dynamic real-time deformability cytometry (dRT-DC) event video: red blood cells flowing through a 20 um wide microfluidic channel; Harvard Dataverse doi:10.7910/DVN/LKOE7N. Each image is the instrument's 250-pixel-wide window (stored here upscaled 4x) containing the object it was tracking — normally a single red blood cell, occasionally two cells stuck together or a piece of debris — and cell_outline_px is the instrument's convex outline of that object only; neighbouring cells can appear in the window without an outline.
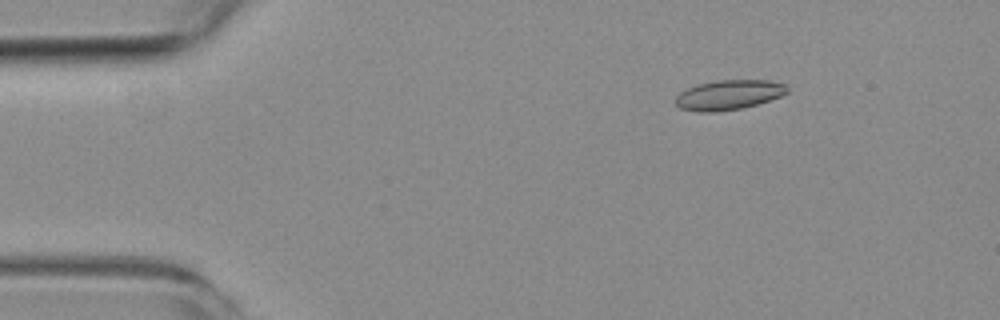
{"species": "common noctule bat (a hibernating species)", "species_latin": "Nyctalus noctula", "temperature_condition": "room temperature", "stored_images_in_passage": 5, "camera_frame_rate_fps": 3000, "um_per_image_px": 0.085, "animal": {"sex": "female", "body_mass_g": 19.3, "forearm_length_mm": 54.1}, "frame": {"image": 1, "passage_image": 3, "time_ms": 2.333, "image_size_px": [1000, 320], "cell_outline_px": [[788, 92], [780, 96], [756, 104], [740, 108], [712, 112], [700, 112], [680, 108], [676, 104], [676, 96], [680, 92], [688, 88], [700, 84], [716, 80], [768, 80], [784, 84], [788, 88]], "centroid_in_image_um": [61.93, 8.06], "position_along_channel_um": 23.1, "area_um2": 19.07}}